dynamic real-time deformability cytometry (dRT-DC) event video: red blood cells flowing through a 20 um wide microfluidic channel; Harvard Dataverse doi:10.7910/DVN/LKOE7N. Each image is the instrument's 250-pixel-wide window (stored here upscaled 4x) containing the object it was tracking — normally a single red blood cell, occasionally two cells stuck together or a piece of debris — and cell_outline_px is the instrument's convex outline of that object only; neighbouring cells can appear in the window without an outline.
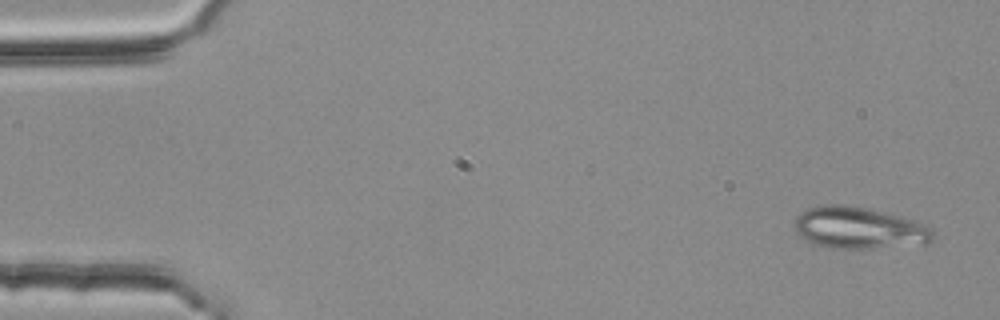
{"species": "common noctule bat (a hibernating species)", "species_latin": "Nyctalus noctula", "temperature_condition": "room temperature", "stored_images_in_passage": 3, "camera_frame_rate_fps": 3000, "um_per_image_px": 0.085, "animal": {"sex": "female", "body_mass_g": 25.1}, "frame": {"image": 1, "passage_image": 1, "time_ms": 0.0, "image_size_px": [1000, 320], "cell_outline_px": [[932, 236], [924, 244], [872, 248], [832, 248], [816, 244], [804, 240], [796, 232], [796, 216], [800, 212], [808, 208], [832, 204], [840, 204], [864, 208], [884, 212], [920, 220], [932, 228]], "centroid_in_image_um": [73.03, 19.37], "position_along_channel_um": 12.0, "area_um2": 33.52}}